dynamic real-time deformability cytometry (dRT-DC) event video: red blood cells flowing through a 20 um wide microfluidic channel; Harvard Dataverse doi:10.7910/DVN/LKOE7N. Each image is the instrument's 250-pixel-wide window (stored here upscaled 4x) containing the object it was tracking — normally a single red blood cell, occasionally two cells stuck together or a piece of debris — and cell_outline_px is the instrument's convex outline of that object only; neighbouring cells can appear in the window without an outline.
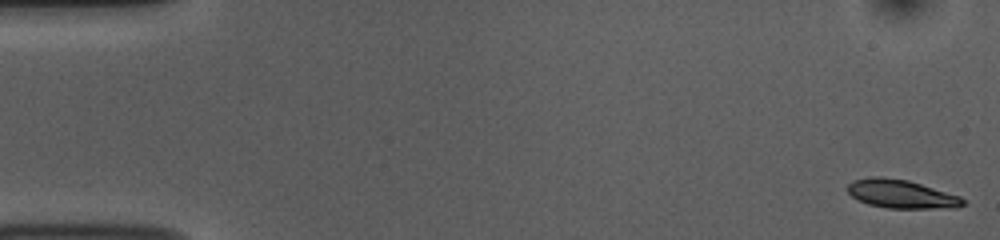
{"species": "common noctule bat (a hibernating species)", "species_latin": "Nyctalus noctula", "temperature_condition": "room temperature", "stored_images_in_passage": 53, "camera_frame_rate_fps": 3000, "um_per_image_px": 0.085, "animal": {"sex": "female", "body_mass_g": 10.0, "forearm_length_mm": 53.1}, "frame": {"image": 1, "passage_image": 1, "time_ms": 0.0, "image_size_px": [1000, 240], "cell_outline_px": [[964, 204], [956, 208], [888, 208], [868, 204], [852, 196], [848, 192], [848, 184], [852, 180], [868, 176], [880, 176], [908, 180], [960, 196], [964, 200]], "centroid_in_image_um": [76.59, 16.48], "position_along_channel_um": 8.4, "area_um2": 19.13}}
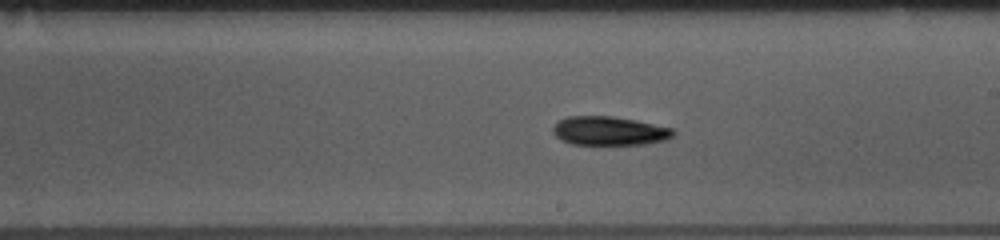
{"frame": {"image": 2, "passage_image": 30, "time_ms": 9.667, "image_size_px": [1000, 240], "cell_outline_px": [[676, 132], [672, 136], [664, 140], [644, 144], [572, 144], [560, 140], [552, 132], [552, 128], [556, 120], [568, 116], [612, 116], [636, 120], [676, 128]], "centroid_in_image_um": [51.78, 11.11], "position_along_channel_um": 237.2, "area_um2": 20.46}}
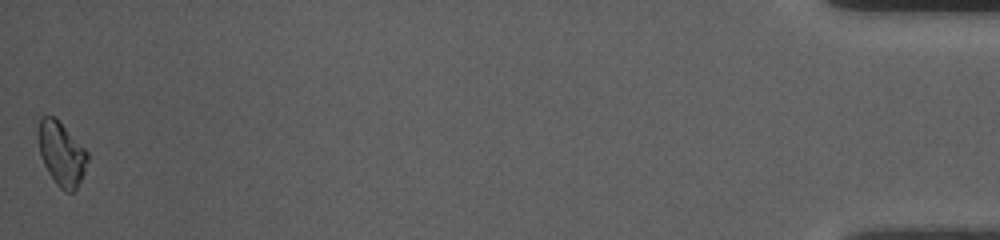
{"frame": {"image": 3, "passage_image": 53, "time_ms": 17.333, "image_size_px": [1000, 240], "cell_outline_px": [[88, 160], [84, 172], [76, 188], [72, 192], [64, 192], [56, 184], [48, 172], [40, 156], [36, 136], [36, 132], [40, 116], [52, 116], [88, 152]], "centroid_in_image_um": [5.17, 13.07], "position_along_channel_um": 430.0, "area_um2": 18.15}, "authors_computed_cell_mechanics": {"area_um2": 19.4208, "velocity_mm_per_s": 3.7408, "shape_relaxation_time_tau1_ms": 3.5292, "shape_relaxation_time_tau2_ms": null, "deformation_change_tau1": 0.1245, "deformation_change_tau2": null}}